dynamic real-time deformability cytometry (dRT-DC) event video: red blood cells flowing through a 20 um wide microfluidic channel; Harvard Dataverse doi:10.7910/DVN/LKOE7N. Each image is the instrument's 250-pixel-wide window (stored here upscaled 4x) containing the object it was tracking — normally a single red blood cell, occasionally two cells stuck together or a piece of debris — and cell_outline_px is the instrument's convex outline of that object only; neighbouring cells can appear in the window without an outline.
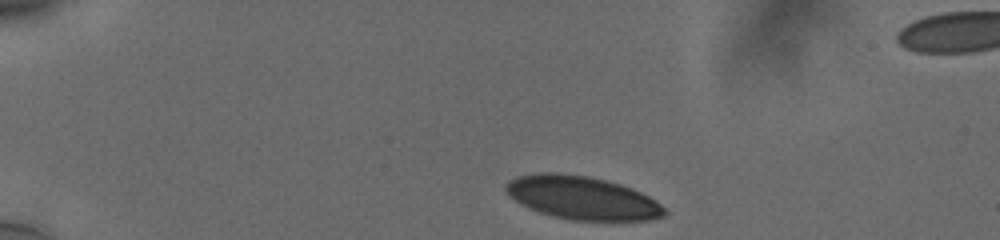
{"species": "human", "species_latin": "Homo sapiens", "temperature_condition": "cold", "stored_images_in_passage": 34, "camera_frame_rate_fps": 3000, "um_per_image_px": 0.085, "donor": {"sex": "male"}, "frame": {"image": 1, "passage_image": 1, "time_ms": 0.0, "image_size_px": [1000, 240], "cell_outline_px": [[668, 212], [664, 216], [652, 220], [572, 220], [552, 216], [528, 208], [520, 204], [508, 196], [504, 188], [508, 180], [516, 176], [540, 172], [552, 172], [588, 176], [620, 184], [632, 188], [648, 196], [660, 204]], "centroid_in_image_um": [49.44, 16.81], "position_along_channel_um": 35.6, "area_um2": 40.06}}
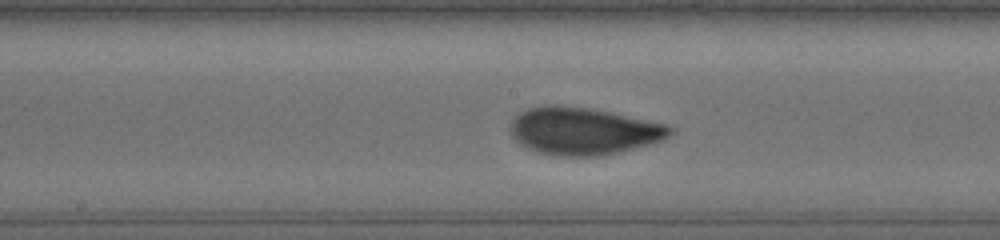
{"frame": {"image": 2, "passage_image": 20, "time_ms": 6.333, "image_size_px": [1000, 240], "cell_outline_px": [[672, 132], [668, 136], [660, 140], [648, 144], [616, 152], [596, 156], [560, 156], [540, 152], [528, 148], [520, 144], [512, 136], [508, 128], [508, 124], [520, 112], [528, 108], [544, 104], [556, 104], [592, 108], [664, 124], [672, 128]], "centroid_in_image_um": [49.49, 11.11], "position_along_channel_um": 198.7, "area_um2": 43.75}}
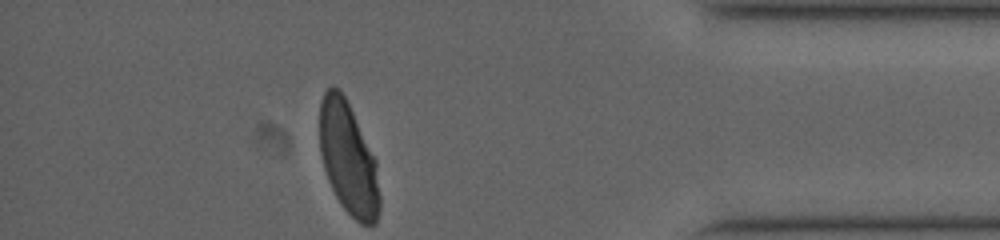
{"frame": {"image": 3, "passage_image": 34, "time_ms": 11.0, "image_size_px": [1000, 240], "cell_outline_px": [[380, 208], [376, 224], [360, 224], [340, 204], [328, 180], [324, 168], [320, 152], [320, 100], [324, 92], [332, 84], [340, 88], [376, 160], [380, 196]], "centroid_in_image_um": [29.6, 13.48], "position_along_channel_um": 405.6, "area_um2": 39.13}, "authors_computed_cell_mechanics": {"area_um2": 42.3963, "velocity_mm_per_s": 3.7959, "shape_relaxation_time_tau1_ms": 9.9006, "shape_relaxation_time_tau2_ms": null, "deformation_change_tau1": 0.2688, "deformation_change_tau2": null}}